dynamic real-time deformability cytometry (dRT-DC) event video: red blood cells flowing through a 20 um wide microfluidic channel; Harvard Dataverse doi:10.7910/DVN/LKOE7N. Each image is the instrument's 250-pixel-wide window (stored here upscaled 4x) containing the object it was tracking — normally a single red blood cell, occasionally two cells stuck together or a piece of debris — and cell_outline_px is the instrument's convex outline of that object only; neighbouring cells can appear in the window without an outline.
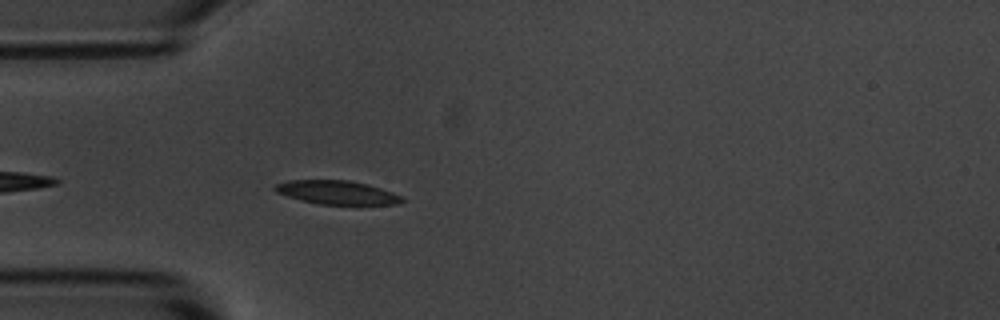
{"species": "common noctule bat (a hibernating species)", "species_latin": "Nyctalus noctula", "temperature_condition": "room temperature", "stored_images_in_passage": 3, "camera_frame_rate_fps": 3000, "um_per_image_px": 0.085, "animal": {"sex": "male", "body_mass_g": 20.1, "forearm_length_mm": 53.5}, "frame": {"image": 1, "passage_image": 3, "time_ms": 3.333, "image_size_px": [1000, 320], "cell_outline_px": [[404, 200], [400, 204], [320, 204], [288, 196], [276, 192], [272, 188], [276, 184], [288, 180], [348, 180], [368, 184], [404, 196]], "centroid_in_image_um": [28.67, 16.35], "position_along_channel_um": 56.3, "area_um2": 17.4}}